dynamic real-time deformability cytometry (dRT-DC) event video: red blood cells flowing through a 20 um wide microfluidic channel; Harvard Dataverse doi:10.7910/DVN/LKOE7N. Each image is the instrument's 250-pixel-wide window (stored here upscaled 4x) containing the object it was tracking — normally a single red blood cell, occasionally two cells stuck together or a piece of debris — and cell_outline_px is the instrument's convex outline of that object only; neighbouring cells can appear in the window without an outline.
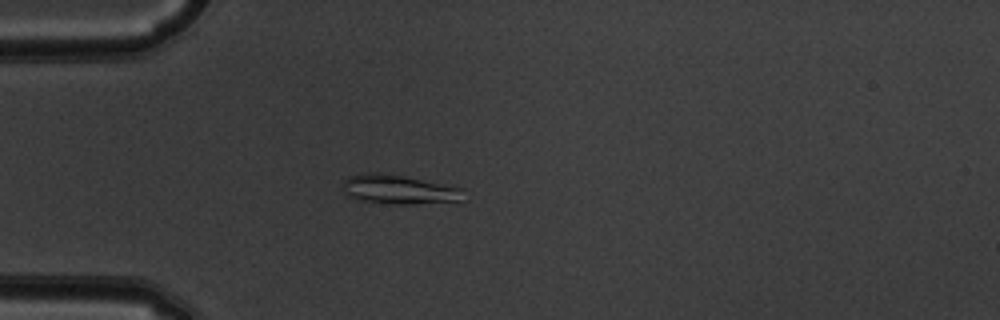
{"species": "common noctule bat (a hibernating species)", "species_latin": "Nyctalus noctula", "temperature_condition": "warm", "stored_images_in_passage": 53, "camera_frame_rate_fps": 3000, "um_per_image_px": 0.085, "animal": {"sex": "male", "body_mass_g": 19.5, "forearm_length_mm": 54.6}, "frame": {"image": 1, "passage_image": 16, "time_ms": 5.0, "image_size_px": [1000, 320], "cell_outline_px": [[464, 188], [460, 200], [416, 204], [396, 204], [360, 200], [348, 196], [344, 192], [344, 180], [348, 176], [364, 172], [380, 172], [404, 176]], "centroid_in_image_um": [33.86, 16.09], "position_along_channel_um": 51.1, "area_um2": 20.4}}
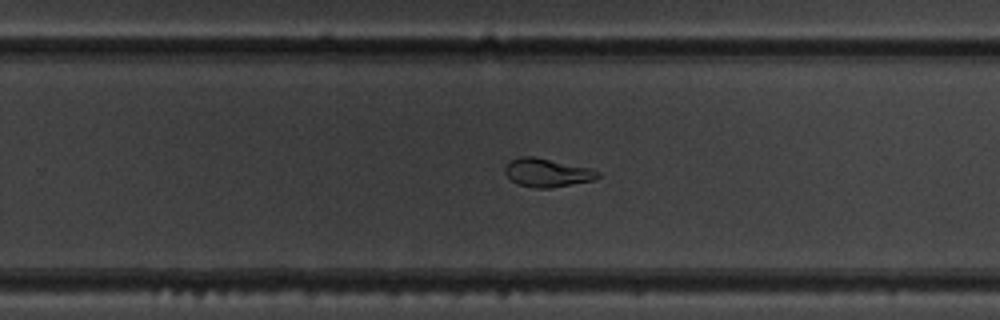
{"frame": {"image": 2, "passage_image": 35, "time_ms": 11.333, "image_size_px": [1000, 320], "cell_outline_px": [[600, 176], [596, 180], [552, 188], [532, 188], [516, 184], [504, 172], [504, 168], [512, 160], [520, 156], [532, 156], [592, 168], [600, 172]], "centroid_in_image_um": [46.54, 14.69], "position_along_channel_um": 283.3, "area_um2": 15.55}}
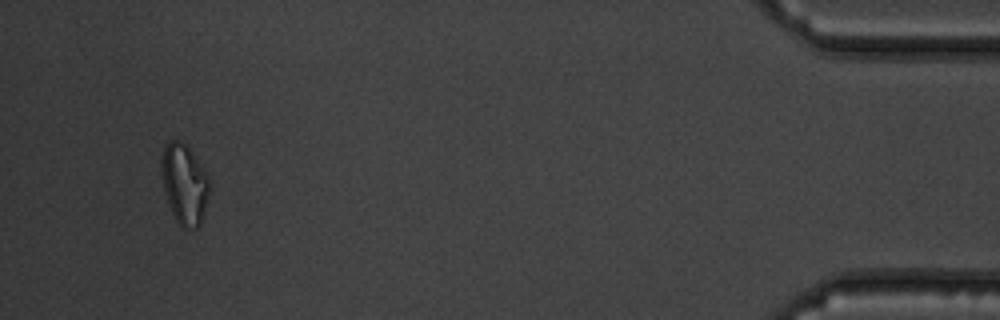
{"frame": {"image": 3, "passage_image": 51, "time_ms": 16.667, "image_size_px": [1000, 320], "cell_outline_px": [[208, 196], [200, 224], [196, 228], [180, 228], [172, 212], [164, 192], [160, 168], [160, 156], [164, 144], [168, 140], [180, 140], [188, 148], [200, 164], [208, 176]], "centroid_in_image_um": [15.62, 15.62], "position_along_channel_um": 419.6, "area_um2": 22.37}, "authors_computed_cell_mechanics": {"area_um2": 18.5538, "velocity_mm_per_s": 3.8683, "shape_relaxation_time_tau1_ms": 9.1692, "shape_relaxation_time_tau2_ms": 1.3204, "deformation_change_tau1": 0.2488, "deformation_change_tau2": 0.0379}}